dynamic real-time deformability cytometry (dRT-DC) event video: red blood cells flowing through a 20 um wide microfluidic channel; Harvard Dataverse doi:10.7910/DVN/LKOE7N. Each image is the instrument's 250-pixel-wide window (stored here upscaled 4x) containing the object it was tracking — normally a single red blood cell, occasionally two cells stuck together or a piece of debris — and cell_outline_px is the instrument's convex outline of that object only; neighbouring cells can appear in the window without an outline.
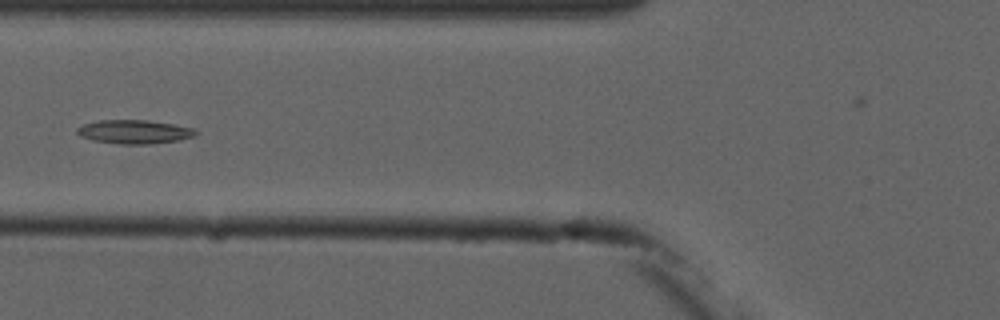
{"species": "common noctule bat (a hibernating species)", "species_latin": "Nyctalus noctula", "temperature_condition": "cold", "stored_images_in_passage": 8, "camera_frame_rate_fps": 3000, "um_per_image_px": 0.085, "animal": {"sex": "male", "forearm_length_mm": 52.5}, "frame": {"image": 1, "passage_image": 6, "time_ms": 5.667, "image_size_px": [1000, 320], "cell_outline_px": [[200, 132], [196, 136], [180, 140], [148, 144], [120, 144], [92, 140], [80, 136], [76, 132], [76, 128], [84, 124], [100, 120], [144, 120], [172, 124], [192, 128]], "centroid_in_image_um": [11.43, 11.21], "position_along_channel_um": 114.4, "area_um2": 16.42}}
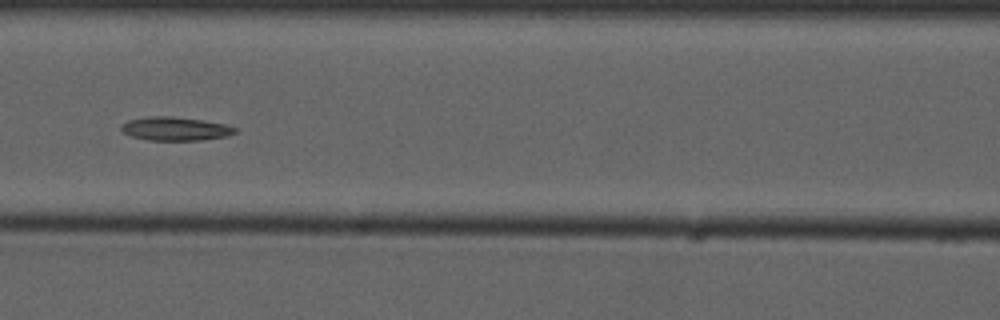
{"frame": {"image": 2, "passage_image": 7, "time_ms": 6.667, "image_size_px": [1000, 320], "cell_outline_px": [[236, 132], [228, 136], [200, 140], [148, 140], [132, 136], [124, 132], [120, 128], [128, 120], [148, 116], [172, 116], [204, 120], [224, 124], [236, 128]], "centroid_in_image_um": [14.92, 10.94], "position_along_channel_um": 151.7, "area_um2": 15.55}}
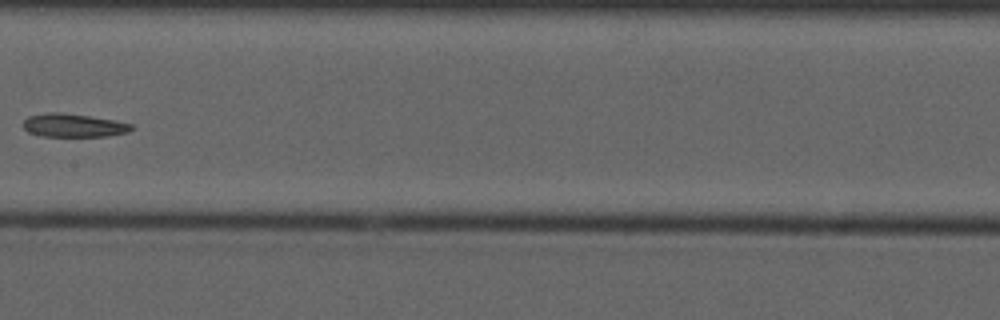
{"frame": {"image": 3, "passage_image": 8, "time_ms": 8.0, "image_size_px": [1000, 320], "cell_outline_px": [[132, 128], [128, 132], [108, 136], [44, 136], [28, 132], [24, 128], [24, 120], [28, 116], [48, 112], [60, 112], [116, 120], [132, 124]], "centroid_in_image_um": [6.25, 10.65], "position_along_channel_um": 201.2, "area_um2": 14.62}}